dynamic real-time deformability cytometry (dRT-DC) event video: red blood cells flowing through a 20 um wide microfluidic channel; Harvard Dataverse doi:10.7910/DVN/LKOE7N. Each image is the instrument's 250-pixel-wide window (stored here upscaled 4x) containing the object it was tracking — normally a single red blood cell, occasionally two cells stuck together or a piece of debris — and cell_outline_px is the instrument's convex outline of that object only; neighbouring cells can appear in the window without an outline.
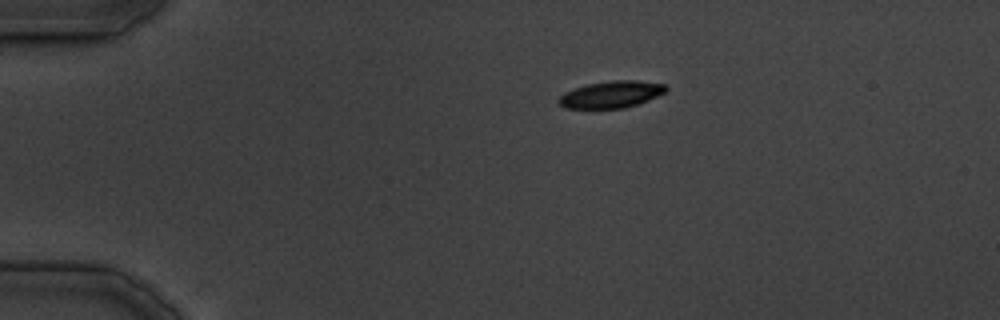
{"species": "common noctule bat (a hibernating species)", "species_latin": "Nyctalus noctula", "temperature_condition": "cold", "stored_images_in_passage": 11, "camera_frame_rate_fps": 3000, "um_per_image_px": 0.085, "animal": {"sex": "male", "body_mass_g": 19.5, "forearm_length_mm": 54.6}, "frame": {"image": 1, "passage_image": 1, "time_ms": 0.0, "image_size_px": [1000, 320], "cell_outline_px": [[668, 88], [664, 92], [656, 96], [636, 104], [624, 108], [564, 108], [556, 100], [564, 92], [588, 84], [612, 80], [636, 80], [664, 84]], "centroid_in_image_um": [51.92, 8.02], "position_along_channel_um": 33.1, "area_um2": 16.53}}
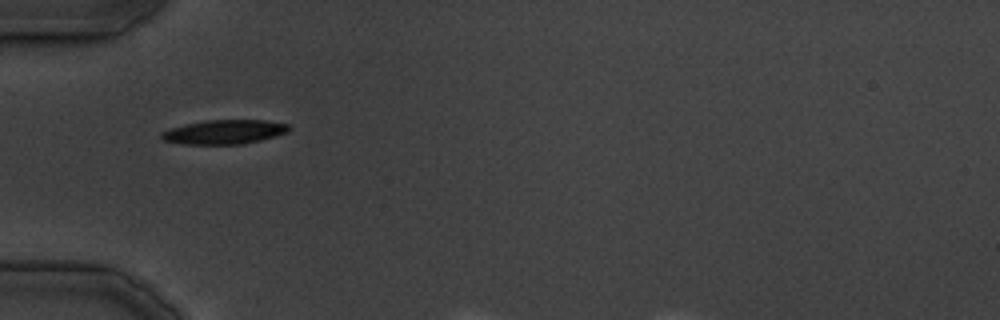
{"frame": {"image": 2, "passage_image": 6, "time_ms": 6.0, "image_size_px": [1000, 320], "cell_outline_px": [[292, 128], [288, 132], [276, 136], [244, 144], [184, 144], [164, 140], [160, 136], [160, 132], [184, 124], [204, 120], [264, 120], [288, 124]], "centroid_in_image_um": [19.09, 11.21], "position_along_channel_um": 65.9, "area_um2": 18.03}}
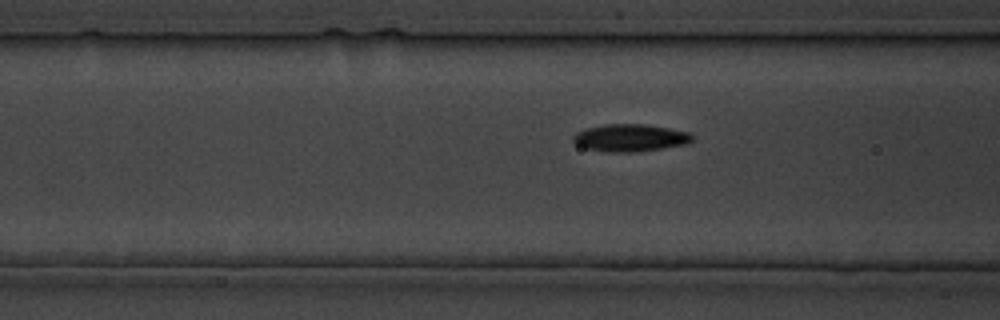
{"frame": {"image": 3, "passage_image": 9, "time_ms": 9.333, "image_size_px": [1000, 320], "cell_outline_px": [[692, 140], [688, 144], [636, 152], [608, 152], [584, 148], [576, 144], [572, 140], [572, 136], [576, 132], [584, 128], [604, 124], [644, 124], [692, 132]], "centroid_in_image_um": [53.54, 11.71], "position_along_channel_um": 113.1, "area_um2": 19.19}}